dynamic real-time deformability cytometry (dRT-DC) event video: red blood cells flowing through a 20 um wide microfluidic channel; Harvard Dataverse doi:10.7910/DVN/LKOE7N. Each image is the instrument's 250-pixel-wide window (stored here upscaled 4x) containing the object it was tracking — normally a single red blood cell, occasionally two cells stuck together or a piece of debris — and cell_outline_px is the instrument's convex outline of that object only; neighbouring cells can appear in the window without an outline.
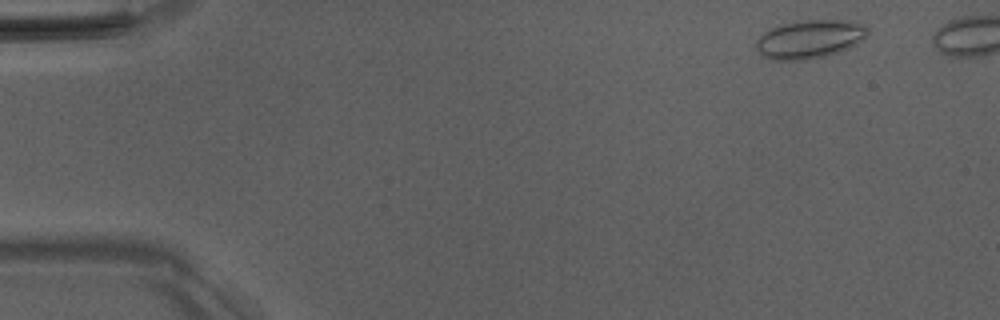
{"species": "Egyptian fruit bat (a non-hibernating species)", "species_latin": "Rousettus aegyptiacus", "temperature_condition": "room temperature", "stored_images_in_passage": 44, "camera_frame_rate_fps": 3000, "um_per_image_px": 0.085, "animal": {"sex": "male"}, "frame": {"image": 1, "passage_image": 3, "time_ms": 0.667, "image_size_px": [1000, 320], "cell_outline_px": [[868, 32], [856, 44], [840, 52], [824, 56], [804, 60], [772, 60], [764, 56], [756, 48], [756, 40], [764, 32], [776, 24], [796, 20], [852, 20], [864, 24], [868, 28]], "centroid_in_image_um": [68.8, 3.3], "position_along_channel_um": 16.2, "area_um2": 25.26}}
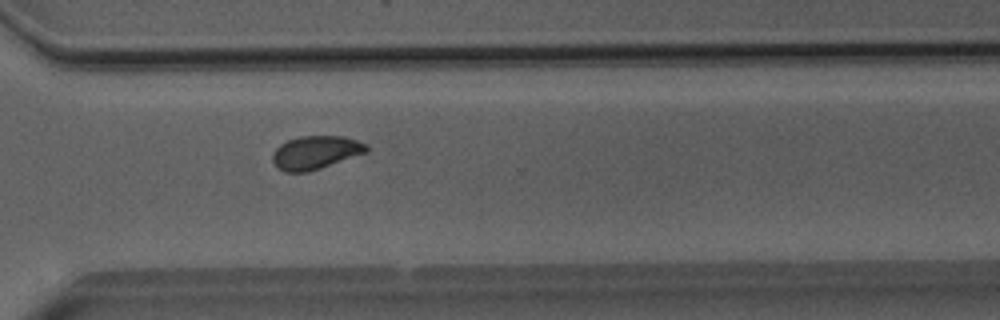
{"frame": {"image": 2, "passage_image": 36, "time_ms": 11.667, "image_size_px": [1000, 320], "cell_outline_px": [[368, 152], [308, 172], [284, 172], [276, 168], [272, 160], [272, 152], [280, 144], [288, 140], [300, 136], [344, 136], [368, 144]], "centroid_in_image_um": [26.81, 12.96], "position_along_channel_um": 343.8, "area_um2": 18.38}}
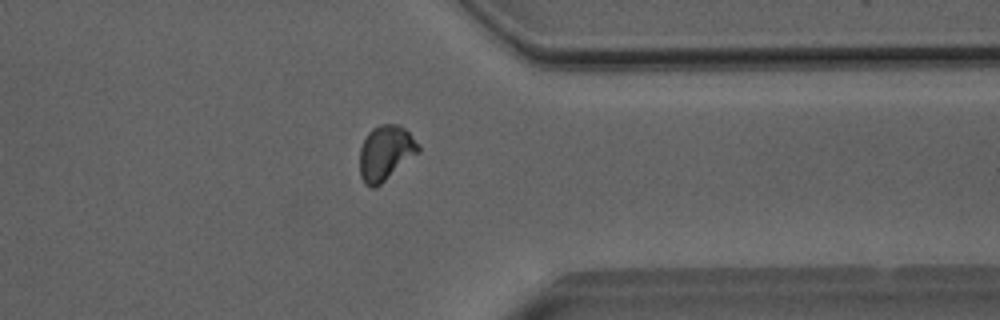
{"frame": {"image": 3, "passage_image": 39, "time_ms": 12.667, "image_size_px": [1000, 320], "cell_outline_px": [[420, 152], [376, 188], [372, 188], [364, 184], [360, 176], [360, 148], [368, 132], [372, 128], [380, 124], [400, 124], [420, 144]], "centroid_in_image_um": [32.78, 13.0], "position_along_channel_um": 378.6, "area_um2": 19.02}}